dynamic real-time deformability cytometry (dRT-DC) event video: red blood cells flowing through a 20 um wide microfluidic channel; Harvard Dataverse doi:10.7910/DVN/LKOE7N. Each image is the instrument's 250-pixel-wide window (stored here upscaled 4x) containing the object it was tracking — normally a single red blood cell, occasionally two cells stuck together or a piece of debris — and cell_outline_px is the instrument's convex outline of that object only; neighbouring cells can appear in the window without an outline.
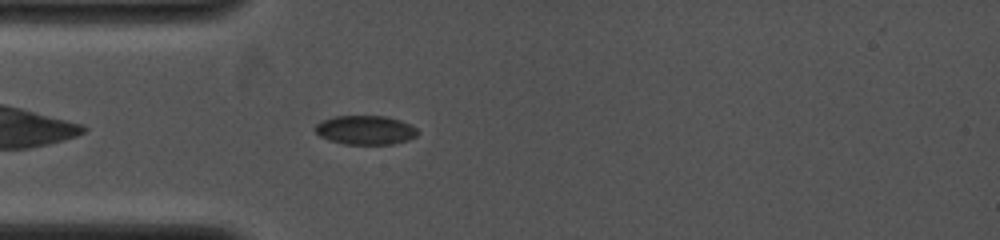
{"species": "common noctule bat (a hibernating species)", "species_latin": "Nyctalus noctula", "temperature_condition": "cold", "stored_images_in_passage": 26, "camera_frame_rate_fps": 4000, "um_per_image_px": 0.085, "animal": {"sex": "female", "body_mass_g": 19.0, "forearm_length_mm": 53.3}, "frame": {"image": 1, "passage_image": 3, "time_ms": 1.0, "image_size_px": [1000, 240], "cell_outline_px": [[420, 132], [416, 136], [408, 140], [392, 144], [344, 144], [328, 140], [320, 136], [316, 132], [316, 124], [324, 120], [336, 116], [384, 116], [400, 120], [412, 124]], "centroid_in_image_um": [31.1, 11.06], "position_along_channel_um": 53.9, "area_um2": 17.34}}
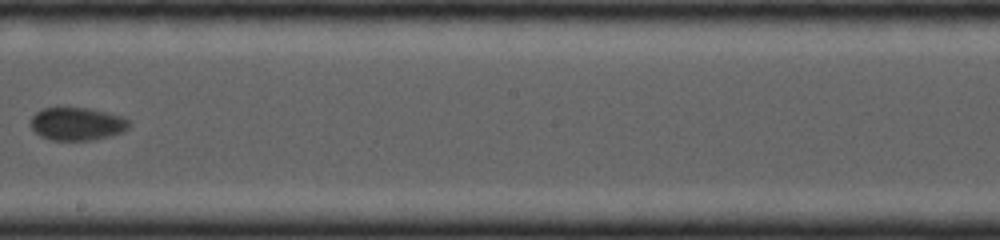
{"frame": {"image": 2, "passage_image": 12, "time_ms": 5.5, "image_size_px": [1000, 240], "cell_outline_px": [[132, 124], [124, 132], [92, 140], [52, 140], [40, 136], [32, 128], [32, 116], [36, 112], [44, 108], [88, 108], [120, 116], [128, 120]], "centroid_in_image_um": [6.57, 10.54], "position_along_channel_um": 241.6, "area_um2": 18.67}}
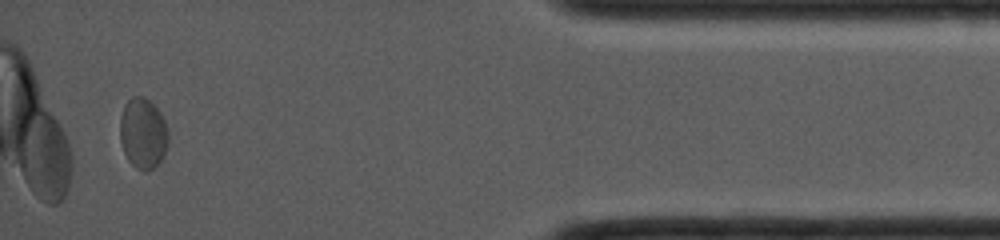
{"frame": {"image": 3, "passage_image": 23, "time_ms": 10.75, "image_size_px": [1000, 240], "cell_outline_px": [[168, 144], [164, 156], [152, 168], [144, 172], [136, 168], [128, 160], [124, 152], [120, 140], [120, 116], [124, 104], [132, 96], [144, 96], [160, 112], [168, 128]], "centroid_in_image_um": [12.15, 11.32], "position_along_channel_um": 423.1, "area_um2": 20.0}}